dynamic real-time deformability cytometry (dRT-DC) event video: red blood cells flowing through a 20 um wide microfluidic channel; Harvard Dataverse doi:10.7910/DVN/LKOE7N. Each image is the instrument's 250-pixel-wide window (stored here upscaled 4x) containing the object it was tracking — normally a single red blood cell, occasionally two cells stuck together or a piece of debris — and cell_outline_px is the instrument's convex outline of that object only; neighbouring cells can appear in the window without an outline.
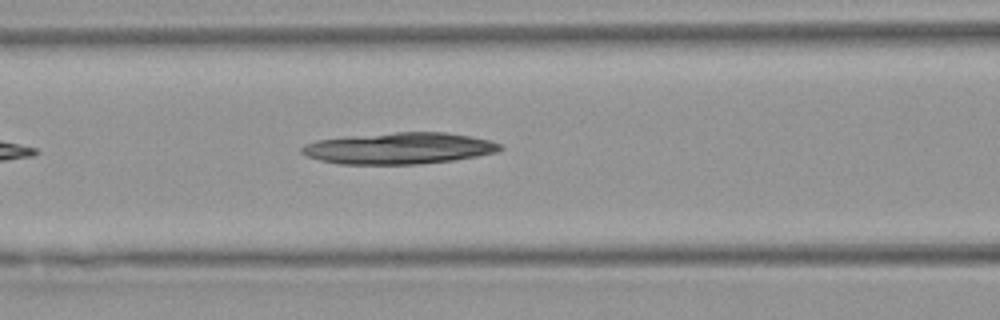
{"species": "Egyptian fruit bat (a non-hibernating species)", "species_latin": "Rousettus aegyptiacus", "temperature_condition": "warm", "stored_images_in_passage": 4, "segment_of_instrument_passage": [1, 2], "camera_frame_rate_fps": 3000, "um_per_image_px": 0.085, "animal": {"sex": "female"}, "frame": {"image": 1, "passage_image": 3, "time_ms": 2.333, "image_size_px": [1000, 320], "cell_outline_px": [[504, 148], [496, 152], [476, 156], [452, 160], [416, 164], [340, 164], [320, 160], [304, 156], [300, 152], [300, 148], [304, 144], [316, 140], [352, 136], [396, 132], [444, 132], [492, 140], [500, 144]], "centroid_in_image_um": [33.89, 12.6], "position_along_channel_um": 132.7, "area_um2": 36.24}}